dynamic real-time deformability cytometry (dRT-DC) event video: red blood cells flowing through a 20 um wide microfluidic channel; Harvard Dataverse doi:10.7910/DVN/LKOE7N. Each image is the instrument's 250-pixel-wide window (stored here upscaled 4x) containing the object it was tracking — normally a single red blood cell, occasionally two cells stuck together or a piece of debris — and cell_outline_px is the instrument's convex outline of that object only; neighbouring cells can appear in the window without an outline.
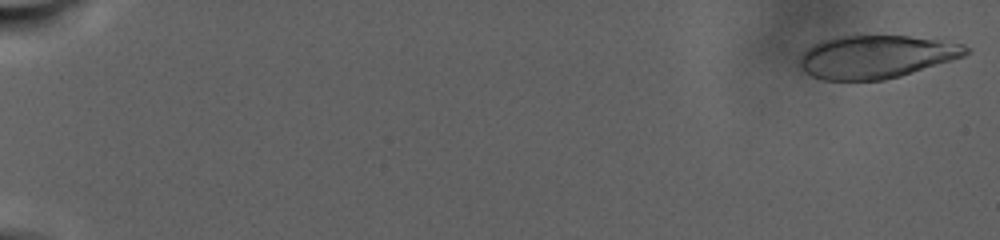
{"species": "human", "species_latin": "Homo sapiens", "temperature_condition": "warm", "stored_images_in_passage": 67, "camera_frame_rate_fps": 3000, "um_per_image_px": 0.085, "donor": {"sex": "male"}, "frame": {"image": 1, "passage_image": 1, "time_ms": 0.0, "image_size_px": [1000, 240], "cell_outline_px": [[972, 48], [964, 56], [952, 60], [900, 76], [884, 80], [824, 80], [812, 76], [804, 72], [800, 64], [800, 60], [804, 52], [812, 44], [836, 36], [860, 32], [908, 36], [964, 44]], "centroid_in_image_um": [74.46, 4.78], "position_along_channel_um": 10.5, "area_um2": 42.43}}
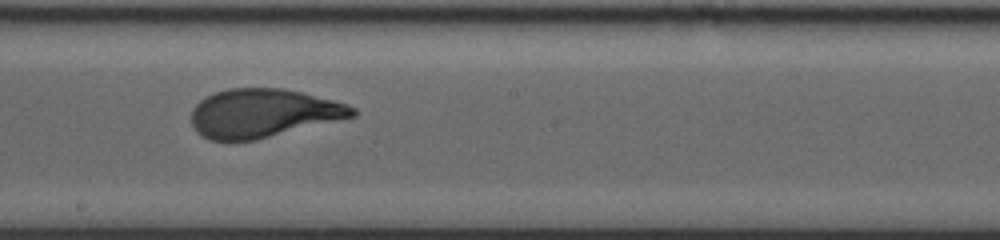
{"frame": {"image": 2, "passage_image": 36, "time_ms": 19.333, "image_size_px": [1000, 240], "cell_outline_px": [[356, 116], [256, 140], [228, 144], [208, 140], [200, 136], [196, 132], [192, 124], [192, 108], [200, 100], [216, 92], [228, 88], [284, 88], [348, 104], [356, 108]], "centroid_in_image_um": [22.31, 9.66], "position_along_channel_um": 225.9, "area_um2": 46.24}}
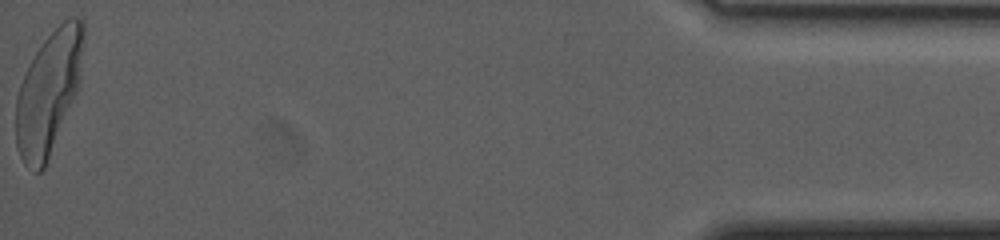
{"frame": {"image": 3, "passage_image": 67, "time_ms": 32.333, "image_size_px": [1000, 240], "cell_outline_px": [[84, 36], [80, 84], [44, 168], [40, 172], [32, 172], [24, 164], [16, 148], [16, 96], [20, 84], [36, 52], [44, 40], [68, 16], [76, 16], [84, 20]], "centroid_in_image_um": [4.14, 7.85], "position_along_channel_um": 431.1, "area_um2": 48.15}, "authors_computed_cell_mechanics": {"area_um2": 45.662, "velocity_mm_per_s": 2.1934, "shape_relaxation_time_tau1_ms": 8.9988, "shape_relaxation_time_tau2_ms": null, "deformation_change_tau1": 0.2651, "deformation_change_tau2": null}}